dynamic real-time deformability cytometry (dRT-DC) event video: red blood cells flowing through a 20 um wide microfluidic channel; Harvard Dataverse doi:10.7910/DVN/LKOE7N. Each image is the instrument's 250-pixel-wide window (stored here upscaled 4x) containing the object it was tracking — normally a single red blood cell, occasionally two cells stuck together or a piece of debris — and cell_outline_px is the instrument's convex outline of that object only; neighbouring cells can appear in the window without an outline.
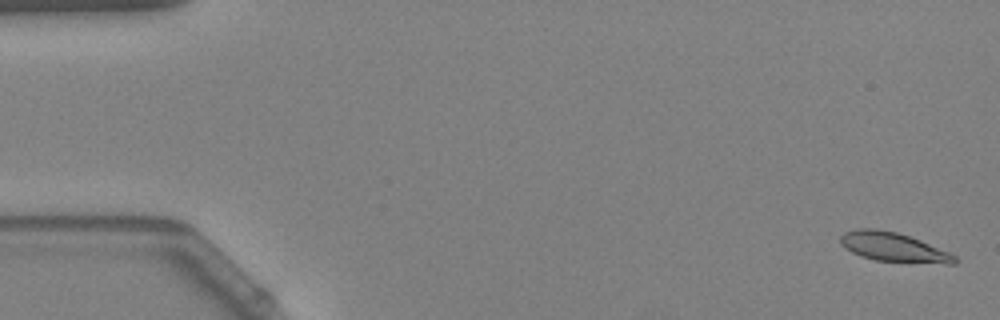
{"species": "Egyptian fruit bat (a non-hibernating species)", "species_latin": "Rousettus aegyptiacus", "temperature_condition": "warm", "stored_images_in_passage": 5, "camera_frame_rate_fps": 3000, "um_per_image_px": 0.085, "animal": {"sex": "female"}, "frame": {"image": 1, "passage_image": 2, "time_ms": 0.333, "image_size_px": [1000, 320], "cell_outline_px": [[960, 260], [956, 264], [944, 264], [876, 260], [860, 256], [844, 248], [840, 244], [840, 236], [844, 232], [856, 228], [876, 228], [896, 232], [920, 240], [948, 252], [956, 256]], "centroid_in_image_um": [75.93, 21.01], "position_along_channel_um": 9.1, "area_um2": 19.54}}